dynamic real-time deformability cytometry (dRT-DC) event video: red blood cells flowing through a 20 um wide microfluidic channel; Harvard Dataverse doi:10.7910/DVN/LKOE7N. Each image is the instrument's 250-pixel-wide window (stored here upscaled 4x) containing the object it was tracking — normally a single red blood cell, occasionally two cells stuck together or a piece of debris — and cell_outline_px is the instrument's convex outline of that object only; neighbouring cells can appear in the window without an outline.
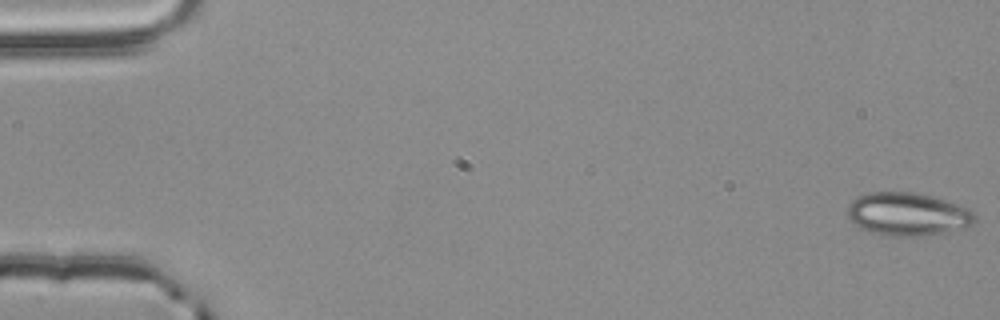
{"species": "common noctule bat (a hibernating species)", "species_latin": "Nyctalus noctula", "temperature_condition": "room temperature", "stored_images_in_passage": 55, "camera_frame_rate_fps": 3000, "um_per_image_px": 0.085, "animal": {"sex": "male", "body_mass_g": 20.4}, "frame": {"image": 1, "passage_image": 1, "time_ms": 0.0, "image_size_px": [1000, 320], "cell_outline_px": [[976, 220], [972, 224], [964, 228], [948, 232], [920, 236], [884, 236], [860, 228], [852, 224], [848, 216], [848, 204], [852, 200], [868, 192], [912, 192], [932, 196], [968, 208], [976, 216]], "centroid_in_image_um": [77.13, 18.21], "position_along_channel_um": 7.9, "area_um2": 32.08}}
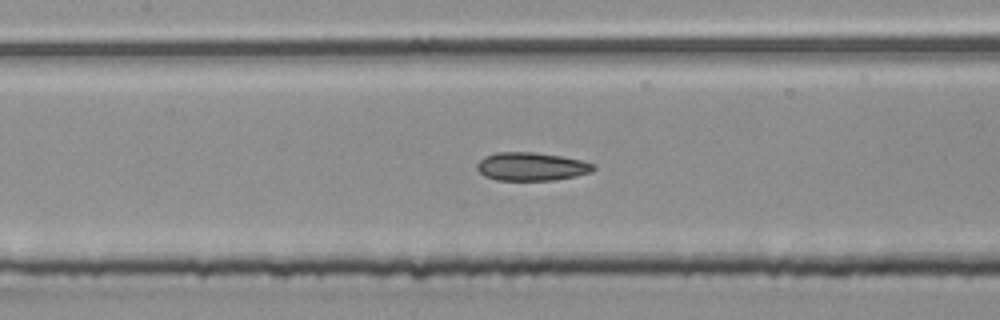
{"frame": {"image": 2, "passage_image": 26, "time_ms": 8.333, "image_size_px": [1000, 320], "cell_outline_px": [[596, 168], [592, 172], [576, 176], [556, 180], [496, 180], [484, 176], [476, 168], [476, 164], [484, 156], [496, 152], [532, 152], [564, 156], [596, 164]], "centroid_in_image_um": [45.19, 14.15], "position_along_channel_um": 162.2, "area_um2": 19.42}}
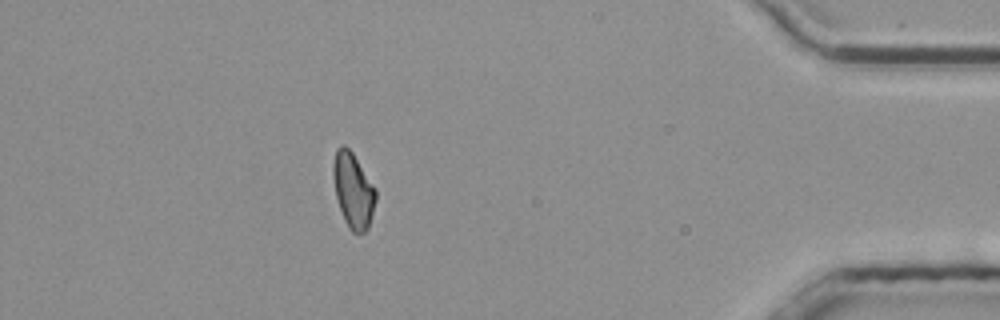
{"frame": {"image": 3, "passage_image": 49, "time_ms": 16.0, "image_size_px": [1000, 320], "cell_outline_px": [[376, 200], [372, 216], [368, 228], [364, 232], [352, 232], [348, 228], [344, 220], [336, 196], [332, 176], [332, 164], [336, 148], [340, 144], [344, 144], [352, 152], [376, 188]], "centroid_in_image_um": [30.01, 16.15], "position_along_channel_um": 405.2, "area_um2": 18.79}, "authors_computed_cell_mechanics": {"area_um2": 19.1318, "velocity_mm_per_s": 3.8258, "shape_relaxation_time_tau1_ms": null, "shape_relaxation_time_tau2_ms": 4.7872, "deformation_change_tau1": null, "deformation_change_tau2": 0.0982}}